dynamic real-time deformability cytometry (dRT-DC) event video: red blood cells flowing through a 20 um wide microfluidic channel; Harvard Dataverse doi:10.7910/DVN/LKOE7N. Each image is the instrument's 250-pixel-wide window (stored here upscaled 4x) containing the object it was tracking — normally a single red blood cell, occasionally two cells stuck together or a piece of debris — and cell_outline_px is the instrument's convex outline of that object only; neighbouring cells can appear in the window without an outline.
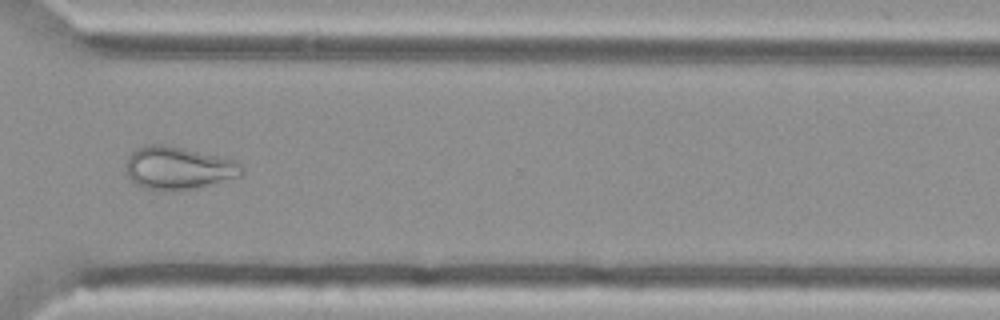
{"species": "Egyptian fruit bat (a non-hibernating species)", "species_latin": "Rousettus aegyptiacus", "temperature_condition": "cold", "stored_images_in_passage": 39, "camera_frame_rate_fps": 3000, "um_per_image_px": 0.085, "animal": {"sex": "female"}, "frame": {"image": 1, "passage_image": 28, "time_ms": 9.0, "image_size_px": [1000, 320], "cell_outline_px": [[244, 176], [200, 188], [172, 192], [164, 192], [144, 188], [136, 184], [128, 176], [124, 164], [128, 156], [136, 148], [144, 144], [164, 144], [184, 148], [236, 160], [244, 168]], "centroid_in_image_um": [15.18, 14.31], "position_along_channel_um": 355.4, "area_um2": 29.82}, "authors_computed_cell_mechanics": {"area_um2": 28.6688, "velocity_mm_per_s": 3.6865, "shape_relaxation_time_tau1_ms": null, "shape_relaxation_time_tau2_ms": 2.0993, "deformation_change_tau1": null, "deformation_change_tau2": 0.0928}}